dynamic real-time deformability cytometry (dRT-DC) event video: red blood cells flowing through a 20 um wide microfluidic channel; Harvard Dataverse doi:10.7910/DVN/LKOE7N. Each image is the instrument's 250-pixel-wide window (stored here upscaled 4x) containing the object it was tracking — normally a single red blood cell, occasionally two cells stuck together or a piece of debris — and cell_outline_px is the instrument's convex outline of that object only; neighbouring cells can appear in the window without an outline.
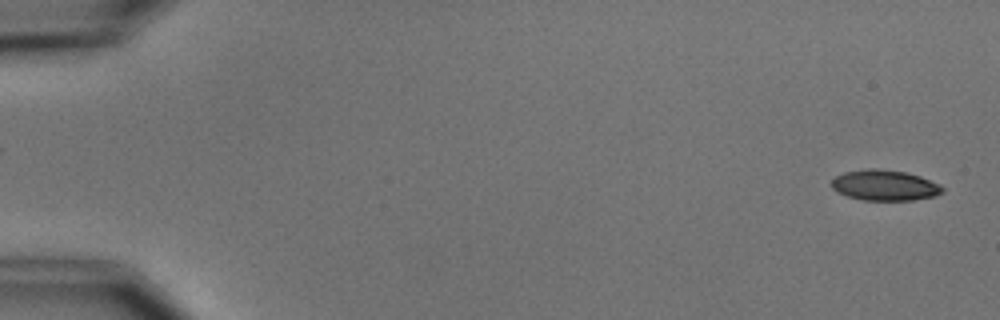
{"species": "common noctule bat (a hibernating species)", "species_latin": "Nyctalus noctula", "temperature_condition": "cold", "stored_images_in_passage": 4, "camera_frame_rate_fps": 3000, "um_per_image_px": 0.085, "animal": {"sex": "male", "body_mass_g": 15.6}, "frame": {"image": 1, "passage_image": 1, "time_ms": 0.0, "image_size_px": [1000, 320], "cell_outline_px": [[944, 192], [936, 196], [912, 200], [864, 200], [848, 196], [836, 192], [832, 188], [832, 180], [836, 176], [844, 172], [868, 168], [876, 168], [904, 172], [920, 176], [940, 184], [944, 188]], "centroid_in_image_um": [75.21, 15.75], "position_along_channel_um": 9.8, "area_um2": 19.83}}